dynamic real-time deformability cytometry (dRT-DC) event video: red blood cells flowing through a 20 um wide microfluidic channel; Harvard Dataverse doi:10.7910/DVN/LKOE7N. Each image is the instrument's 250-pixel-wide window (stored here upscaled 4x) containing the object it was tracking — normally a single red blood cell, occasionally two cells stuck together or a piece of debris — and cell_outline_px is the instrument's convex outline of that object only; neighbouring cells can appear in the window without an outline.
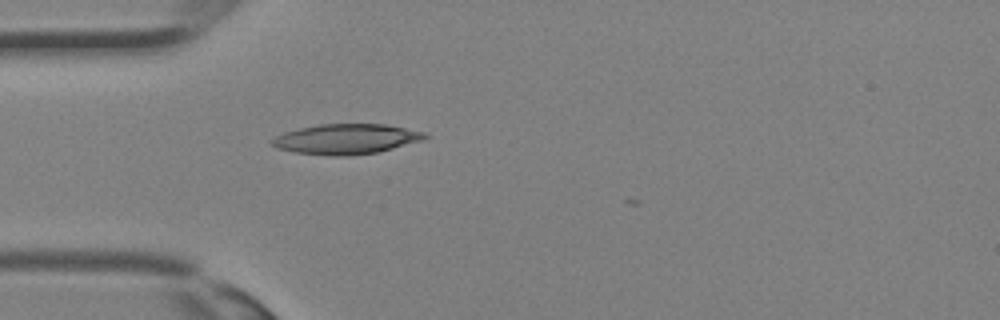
{"species": "Egyptian fruit bat (a non-hibernating species)", "species_latin": "Rousettus aegyptiacus", "temperature_condition": "room temperature", "stored_images_in_passage": 17, "camera_frame_rate_fps": 3000, "um_per_image_px": 0.085, "animal": {"sex": "female"}, "frame": {"image": 1, "passage_image": 1, "time_ms": 0.0, "image_size_px": [1000, 320], "cell_outline_px": [[428, 136], [424, 140], [376, 152], [344, 156], [336, 156], [296, 152], [276, 148], [272, 144], [272, 140], [276, 136], [284, 132], [300, 128], [320, 124], [384, 124], [424, 132]], "centroid_in_image_um": [29.42, 11.81], "position_along_channel_um": 55.6, "area_um2": 26.47}}
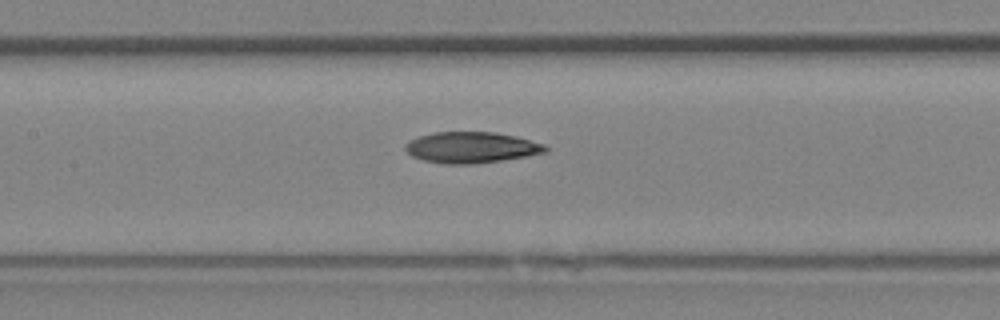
{"frame": {"image": 2, "passage_image": 7, "time_ms": 2.0, "image_size_px": [1000, 320], "cell_outline_px": [[548, 152], [528, 156], [472, 164], [444, 164], [424, 160], [412, 156], [404, 148], [408, 140], [420, 136], [436, 132], [496, 132], [516, 136], [544, 144], [548, 148]], "centroid_in_image_um": [40.08, 12.53], "position_along_channel_um": 167.3, "area_um2": 25.32}}
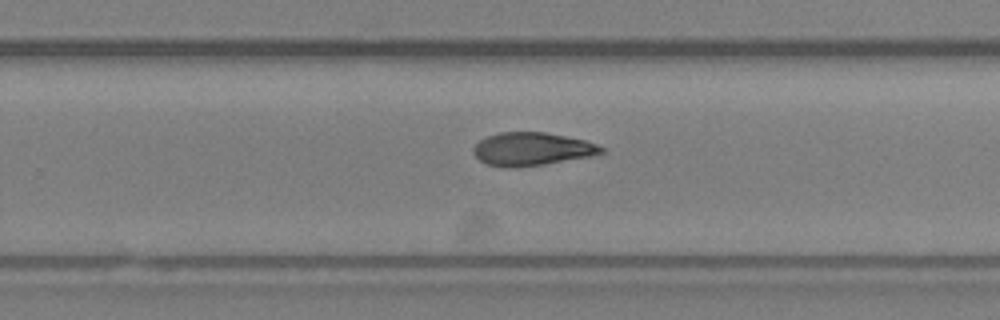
{"frame": {"image": 3, "passage_image": 13, "time_ms": 4.0, "image_size_px": [1000, 320], "cell_outline_px": [[604, 152], [592, 156], [544, 164], [516, 168], [504, 168], [488, 164], [480, 160], [472, 152], [472, 148], [480, 140], [488, 136], [500, 132], [544, 132], [584, 140], [596, 144], [604, 148]], "centroid_in_image_um": [45.19, 12.68], "position_along_channel_um": 284.6, "area_um2": 24.62}}